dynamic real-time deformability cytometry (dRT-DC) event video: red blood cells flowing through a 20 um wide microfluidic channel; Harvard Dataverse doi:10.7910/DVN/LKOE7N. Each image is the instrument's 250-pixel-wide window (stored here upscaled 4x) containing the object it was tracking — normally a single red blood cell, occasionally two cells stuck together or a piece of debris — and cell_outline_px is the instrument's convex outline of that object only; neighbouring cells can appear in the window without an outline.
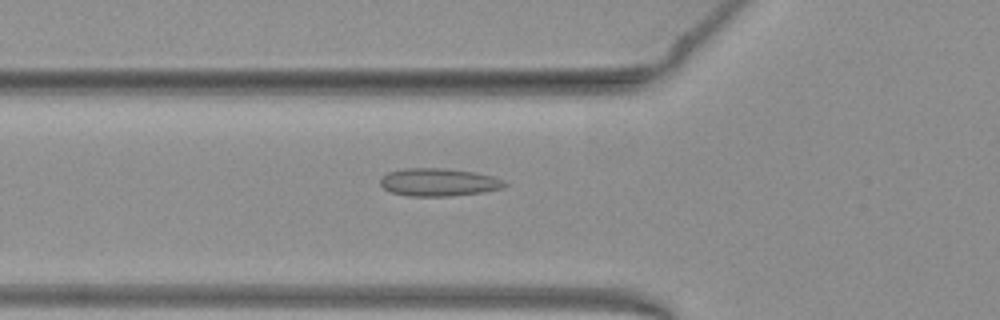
{"species": "common noctule bat (a hibernating species)", "species_latin": "Nyctalus noctula", "temperature_condition": "warm", "stored_images_in_passage": 47, "camera_frame_rate_fps": 3000, "um_per_image_px": 0.085, "animal": {"sex": "female", "body_mass_g": 19.3, "forearm_length_mm": 54.1}, "frame": {"image": 1, "passage_image": 14, "time_ms": 4.333, "image_size_px": [1000, 320], "cell_outline_px": [[508, 184], [504, 188], [484, 192], [448, 196], [408, 196], [392, 192], [384, 188], [380, 184], [380, 180], [388, 172], [404, 168], [444, 168], [476, 172], [492, 176], [504, 180]], "centroid_in_image_um": [37.32, 15.48], "position_along_channel_um": 88.5, "area_um2": 20.23}}
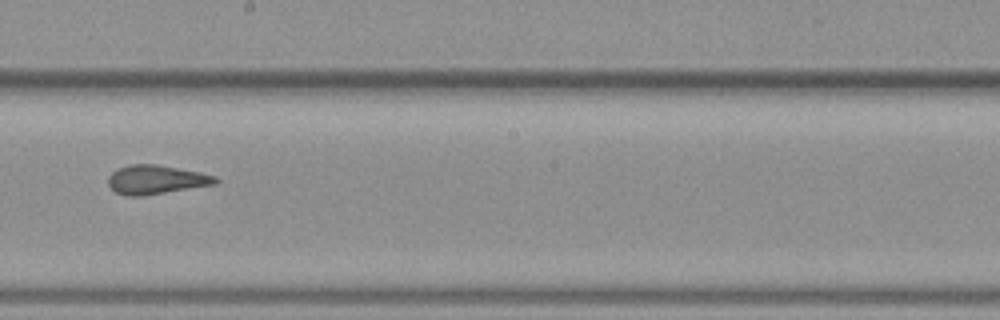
{"frame": {"image": 2, "passage_image": 25, "time_ms": 8.0, "image_size_px": [1000, 320], "cell_outline_px": [[220, 180], [216, 184], [144, 196], [124, 196], [116, 192], [108, 184], [108, 176], [112, 172], [128, 164], [156, 164], [200, 172], [216, 176]], "centroid_in_image_um": [13.27, 15.27], "position_along_channel_um": 234.9, "area_um2": 18.21}}
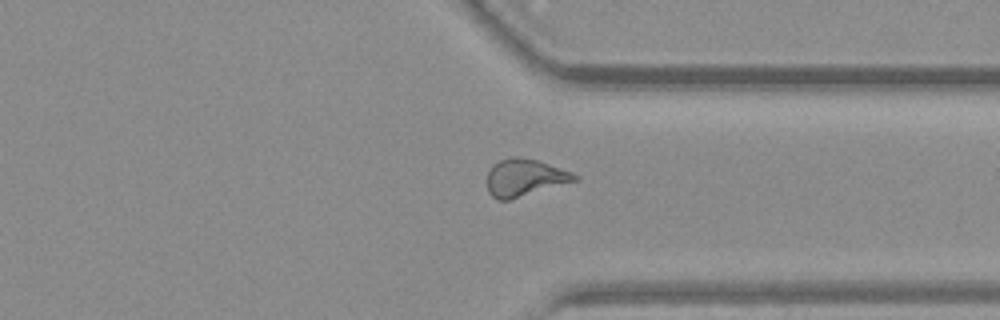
{"frame": {"image": 3, "passage_image": 35, "time_ms": 11.333, "image_size_px": [1000, 320], "cell_outline_px": [[580, 176], [576, 180], [508, 200], [496, 200], [488, 192], [488, 172], [492, 164], [500, 160], [512, 156], [516, 156], [536, 160], [572, 172]], "centroid_in_image_um": [44.56, 15.09], "position_along_channel_um": 366.8, "area_um2": 18.67}, "authors_computed_cell_mechanics": {"area_um2": 18.7272, "velocity_mm_per_s": 3.9781, "shape_relaxation_time_tau1_ms": null, "shape_relaxation_time_tau2_ms": 1.7047, "deformation_change_tau1": null, "deformation_change_tau2": 0.0944}}